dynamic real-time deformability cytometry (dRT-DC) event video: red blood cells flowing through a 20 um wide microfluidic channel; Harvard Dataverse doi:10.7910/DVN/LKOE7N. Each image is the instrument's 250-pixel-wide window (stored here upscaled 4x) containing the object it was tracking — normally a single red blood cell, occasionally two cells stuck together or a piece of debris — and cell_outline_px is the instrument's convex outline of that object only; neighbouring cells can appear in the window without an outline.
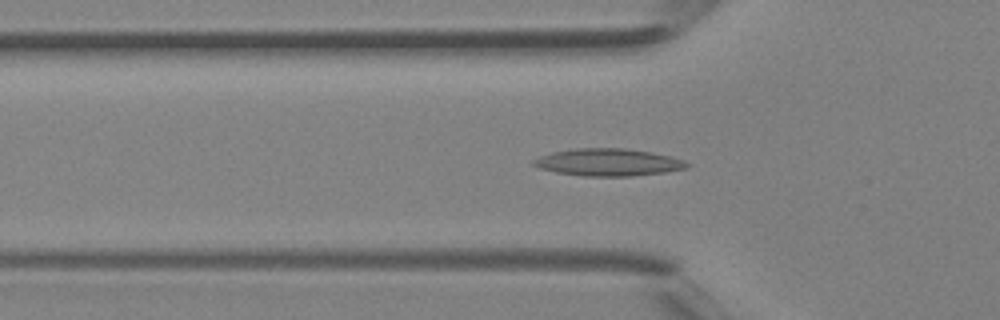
{"species": "Egyptian fruit bat (a non-hibernating species)", "species_latin": "Rousettus aegyptiacus", "temperature_condition": "room temperature", "stored_images_in_passage": 40, "camera_frame_rate_fps": 3000, "um_per_image_px": 0.085, "animal": {"sex": "female"}, "frame": {"image": 1, "passage_image": 10, "time_ms": 3.0, "image_size_px": [1000, 320], "cell_outline_px": [[692, 164], [688, 168], [664, 172], [632, 176], [584, 176], [556, 172], [540, 168], [532, 164], [532, 160], [540, 156], [552, 152], [572, 148], [624, 148], [652, 152], [672, 156], [684, 160]], "centroid_in_image_um": [51.73, 13.79], "position_along_channel_um": 74.1, "area_um2": 24.57}}
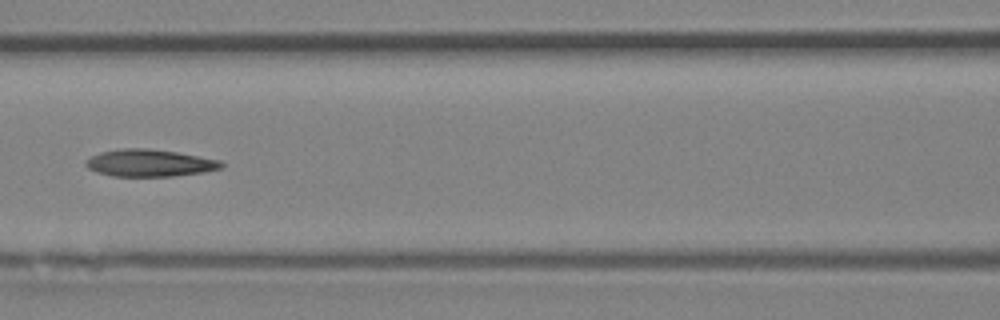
{"frame": {"image": 2, "passage_image": 15, "time_ms": 4.667, "image_size_px": [1000, 320], "cell_outline_px": [[224, 164], [220, 168], [204, 172], [172, 176], [112, 176], [96, 172], [88, 168], [84, 164], [84, 160], [100, 152], [124, 148], [148, 148], [176, 152], [220, 160]], "centroid_in_image_um": [12.67, 13.85], "position_along_channel_um": 153.9, "area_um2": 21.39}}
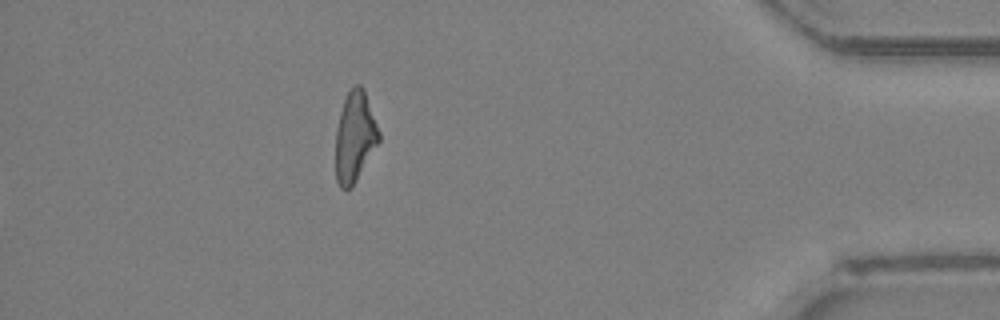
{"frame": {"image": 3, "passage_image": 40, "time_ms": 13.0, "image_size_px": [1000, 320], "cell_outline_px": [[380, 140], [356, 180], [348, 188], [340, 188], [336, 180], [336, 132], [340, 112], [344, 100], [352, 84], [360, 84], [364, 88], [380, 132]], "centroid_in_image_um": [30.17, 11.58], "position_along_channel_um": 405.0, "area_um2": 22.6}}